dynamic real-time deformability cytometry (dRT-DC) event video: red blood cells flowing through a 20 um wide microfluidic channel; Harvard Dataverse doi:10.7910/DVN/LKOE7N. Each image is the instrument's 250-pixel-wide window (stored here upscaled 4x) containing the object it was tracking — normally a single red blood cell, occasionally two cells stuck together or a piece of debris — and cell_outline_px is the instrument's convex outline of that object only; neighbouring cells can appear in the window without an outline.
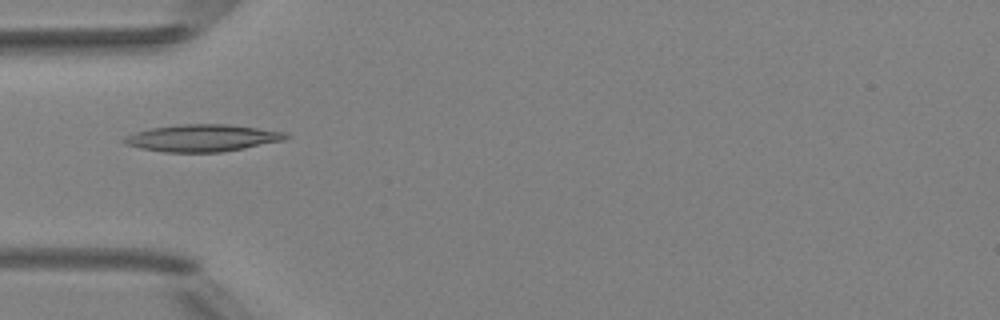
{"species": "Egyptian fruit bat (a non-hibernating species)", "species_latin": "Rousettus aegyptiacus", "temperature_condition": "room temperature", "stored_images_in_passage": 6, "camera_frame_rate_fps": 3000, "um_per_image_px": 0.085, "animal": {"sex": "female"}, "frame": {"image": 1, "passage_image": 4, "time_ms": 4.333, "image_size_px": [1000, 320], "cell_outline_px": [[292, 136], [284, 140], [244, 148], [220, 152], [164, 152], [140, 148], [124, 144], [120, 140], [124, 136], [136, 132], [152, 128], [180, 124], [228, 124], [284, 132]], "centroid_in_image_um": [17.16, 11.73], "position_along_channel_um": 67.8, "area_um2": 25.43}}
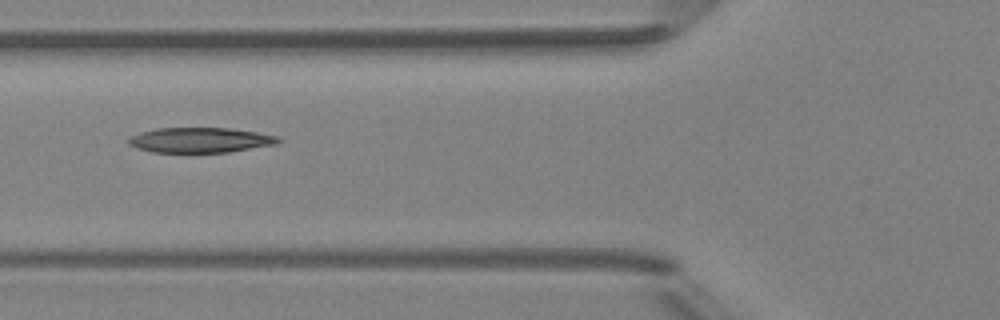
{"frame": {"image": 2, "passage_image": 5, "time_ms": 5.333, "image_size_px": [1000, 320], "cell_outline_px": [[284, 140], [280, 144], [228, 152], [152, 152], [136, 148], [128, 144], [124, 140], [140, 132], [156, 128], [228, 128], [256, 132], [280, 136]], "centroid_in_image_um": [17.05, 11.91], "position_along_channel_um": 108.7, "area_um2": 22.2}}
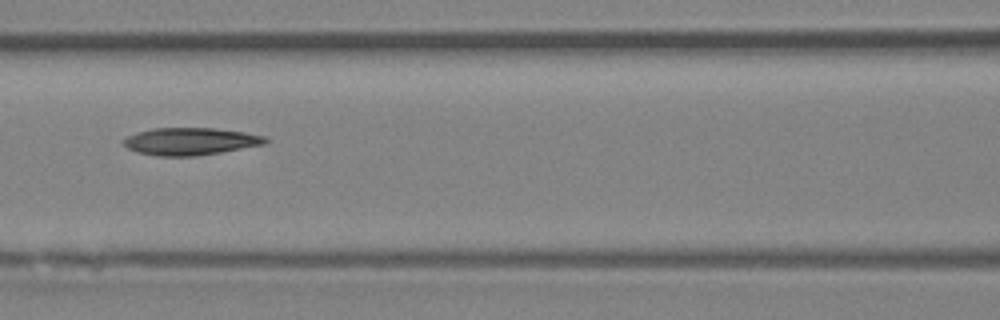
{"frame": {"image": 3, "passage_image": 6, "time_ms": 6.333, "image_size_px": [1000, 320], "cell_outline_px": [[268, 140], [264, 144], [220, 152], [196, 156], [156, 156], [136, 152], [128, 148], [120, 140], [136, 132], [152, 128], [216, 128], [244, 132], [264, 136]], "centroid_in_image_um": [16.12, 12.01], "position_along_channel_um": 150.5, "area_um2": 22.6}}